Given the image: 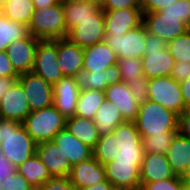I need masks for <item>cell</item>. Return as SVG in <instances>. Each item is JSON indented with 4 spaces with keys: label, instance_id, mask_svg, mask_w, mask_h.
<instances>
[{
    "label": "cell",
    "instance_id": "1",
    "mask_svg": "<svg viewBox=\"0 0 190 190\" xmlns=\"http://www.w3.org/2000/svg\"><path fill=\"white\" fill-rule=\"evenodd\" d=\"M92 153L102 165L115 160V163H134L141 169L145 151L134 121H125L113 133L100 135Z\"/></svg>",
    "mask_w": 190,
    "mask_h": 190
},
{
    "label": "cell",
    "instance_id": "2",
    "mask_svg": "<svg viewBox=\"0 0 190 190\" xmlns=\"http://www.w3.org/2000/svg\"><path fill=\"white\" fill-rule=\"evenodd\" d=\"M0 129L1 152L15 167L36 153L37 144L21 122L0 119Z\"/></svg>",
    "mask_w": 190,
    "mask_h": 190
},
{
    "label": "cell",
    "instance_id": "3",
    "mask_svg": "<svg viewBox=\"0 0 190 190\" xmlns=\"http://www.w3.org/2000/svg\"><path fill=\"white\" fill-rule=\"evenodd\" d=\"M134 123L141 138L178 133V115L149 99L139 104Z\"/></svg>",
    "mask_w": 190,
    "mask_h": 190
},
{
    "label": "cell",
    "instance_id": "4",
    "mask_svg": "<svg viewBox=\"0 0 190 190\" xmlns=\"http://www.w3.org/2000/svg\"><path fill=\"white\" fill-rule=\"evenodd\" d=\"M29 34L38 40H57L67 37L62 0L37 9L28 24Z\"/></svg>",
    "mask_w": 190,
    "mask_h": 190
},
{
    "label": "cell",
    "instance_id": "5",
    "mask_svg": "<svg viewBox=\"0 0 190 190\" xmlns=\"http://www.w3.org/2000/svg\"><path fill=\"white\" fill-rule=\"evenodd\" d=\"M66 118L53 106L31 111L22 125L36 144L51 141L65 128Z\"/></svg>",
    "mask_w": 190,
    "mask_h": 190
},
{
    "label": "cell",
    "instance_id": "6",
    "mask_svg": "<svg viewBox=\"0 0 190 190\" xmlns=\"http://www.w3.org/2000/svg\"><path fill=\"white\" fill-rule=\"evenodd\" d=\"M148 99L178 116L186 110L180 84L171 76L150 79Z\"/></svg>",
    "mask_w": 190,
    "mask_h": 190
},
{
    "label": "cell",
    "instance_id": "7",
    "mask_svg": "<svg viewBox=\"0 0 190 190\" xmlns=\"http://www.w3.org/2000/svg\"><path fill=\"white\" fill-rule=\"evenodd\" d=\"M104 41L116 53L117 58L141 59L145 50L146 28L142 23L126 34L115 35L105 32Z\"/></svg>",
    "mask_w": 190,
    "mask_h": 190
},
{
    "label": "cell",
    "instance_id": "8",
    "mask_svg": "<svg viewBox=\"0 0 190 190\" xmlns=\"http://www.w3.org/2000/svg\"><path fill=\"white\" fill-rule=\"evenodd\" d=\"M32 72L52 86L63 77L57 61V40L38 41Z\"/></svg>",
    "mask_w": 190,
    "mask_h": 190
},
{
    "label": "cell",
    "instance_id": "9",
    "mask_svg": "<svg viewBox=\"0 0 190 190\" xmlns=\"http://www.w3.org/2000/svg\"><path fill=\"white\" fill-rule=\"evenodd\" d=\"M67 38L81 48L104 41V10L100 8L94 15L84 18L67 34Z\"/></svg>",
    "mask_w": 190,
    "mask_h": 190
},
{
    "label": "cell",
    "instance_id": "10",
    "mask_svg": "<svg viewBox=\"0 0 190 190\" xmlns=\"http://www.w3.org/2000/svg\"><path fill=\"white\" fill-rule=\"evenodd\" d=\"M21 84L28 100L30 111L40 110L53 105V86L33 72L19 75Z\"/></svg>",
    "mask_w": 190,
    "mask_h": 190
},
{
    "label": "cell",
    "instance_id": "11",
    "mask_svg": "<svg viewBox=\"0 0 190 190\" xmlns=\"http://www.w3.org/2000/svg\"><path fill=\"white\" fill-rule=\"evenodd\" d=\"M142 23L149 34L167 42L174 40L190 29L177 16L164 15L160 11L143 13Z\"/></svg>",
    "mask_w": 190,
    "mask_h": 190
},
{
    "label": "cell",
    "instance_id": "12",
    "mask_svg": "<svg viewBox=\"0 0 190 190\" xmlns=\"http://www.w3.org/2000/svg\"><path fill=\"white\" fill-rule=\"evenodd\" d=\"M38 39L31 34L8 45L6 52L18 75L32 72Z\"/></svg>",
    "mask_w": 190,
    "mask_h": 190
},
{
    "label": "cell",
    "instance_id": "13",
    "mask_svg": "<svg viewBox=\"0 0 190 190\" xmlns=\"http://www.w3.org/2000/svg\"><path fill=\"white\" fill-rule=\"evenodd\" d=\"M106 180L114 189L140 190V169L134 163H115V160L104 165Z\"/></svg>",
    "mask_w": 190,
    "mask_h": 190
},
{
    "label": "cell",
    "instance_id": "14",
    "mask_svg": "<svg viewBox=\"0 0 190 190\" xmlns=\"http://www.w3.org/2000/svg\"><path fill=\"white\" fill-rule=\"evenodd\" d=\"M30 112L26 95L21 84L17 81L1 99L0 119L22 123Z\"/></svg>",
    "mask_w": 190,
    "mask_h": 190
},
{
    "label": "cell",
    "instance_id": "15",
    "mask_svg": "<svg viewBox=\"0 0 190 190\" xmlns=\"http://www.w3.org/2000/svg\"><path fill=\"white\" fill-rule=\"evenodd\" d=\"M53 106L66 119L75 115L80 89L74 77H62L53 85Z\"/></svg>",
    "mask_w": 190,
    "mask_h": 190
},
{
    "label": "cell",
    "instance_id": "16",
    "mask_svg": "<svg viewBox=\"0 0 190 190\" xmlns=\"http://www.w3.org/2000/svg\"><path fill=\"white\" fill-rule=\"evenodd\" d=\"M36 154L48 169L52 177H68L72 165L59 146L52 140L38 143Z\"/></svg>",
    "mask_w": 190,
    "mask_h": 190
},
{
    "label": "cell",
    "instance_id": "17",
    "mask_svg": "<svg viewBox=\"0 0 190 190\" xmlns=\"http://www.w3.org/2000/svg\"><path fill=\"white\" fill-rule=\"evenodd\" d=\"M143 22L141 8L117 9L104 11L105 32L115 35L126 34L129 30L136 28Z\"/></svg>",
    "mask_w": 190,
    "mask_h": 190
},
{
    "label": "cell",
    "instance_id": "18",
    "mask_svg": "<svg viewBox=\"0 0 190 190\" xmlns=\"http://www.w3.org/2000/svg\"><path fill=\"white\" fill-rule=\"evenodd\" d=\"M84 48L67 37L57 39V61L63 77H74L83 68Z\"/></svg>",
    "mask_w": 190,
    "mask_h": 190
},
{
    "label": "cell",
    "instance_id": "19",
    "mask_svg": "<svg viewBox=\"0 0 190 190\" xmlns=\"http://www.w3.org/2000/svg\"><path fill=\"white\" fill-rule=\"evenodd\" d=\"M105 98L117 106L125 121H134L138 115L139 103L124 82L111 84L105 89Z\"/></svg>",
    "mask_w": 190,
    "mask_h": 190
},
{
    "label": "cell",
    "instance_id": "20",
    "mask_svg": "<svg viewBox=\"0 0 190 190\" xmlns=\"http://www.w3.org/2000/svg\"><path fill=\"white\" fill-rule=\"evenodd\" d=\"M69 180L78 188L93 186L106 180L104 165L93 156L71 167Z\"/></svg>",
    "mask_w": 190,
    "mask_h": 190
},
{
    "label": "cell",
    "instance_id": "21",
    "mask_svg": "<svg viewBox=\"0 0 190 190\" xmlns=\"http://www.w3.org/2000/svg\"><path fill=\"white\" fill-rule=\"evenodd\" d=\"M74 78L80 90L95 89L105 91L107 86L122 82L117 64L99 72L81 70L76 73Z\"/></svg>",
    "mask_w": 190,
    "mask_h": 190
},
{
    "label": "cell",
    "instance_id": "22",
    "mask_svg": "<svg viewBox=\"0 0 190 190\" xmlns=\"http://www.w3.org/2000/svg\"><path fill=\"white\" fill-rule=\"evenodd\" d=\"M174 176L166 154L145 152L140 169L141 184L161 181Z\"/></svg>",
    "mask_w": 190,
    "mask_h": 190
},
{
    "label": "cell",
    "instance_id": "23",
    "mask_svg": "<svg viewBox=\"0 0 190 190\" xmlns=\"http://www.w3.org/2000/svg\"><path fill=\"white\" fill-rule=\"evenodd\" d=\"M116 53L105 41L84 48L83 68L86 72H99L106 70L109 66L117 64Z\"/></svg>",
    "mask_w": 190,
    "mask_h": 190
},
{
    "label": "cell",
    "instance_id": "24",
    "mask_svg": "<svg viewBox=\"0 0 190 190\" xmlns=\"http://www.w3.org/2000/svg\"><path fill=\"white\" fill-rule=\"evenodd\" d=\"M141 60L143 75L148 79L171 76L175 64L168 49L144 51Z\"/></svg>",
    "mask_w": 190,
    "mask_h": 190
},
{
    "label": "cell",
    "instance_id": "25",
    "mask_svg": "<svg viewBox=\"0 0 190 190\" xmlns=\"http://www.w3.org/2000/svg\"><path fill=\"white\" fill-rule=\"evenodd\" d=\"M60 147L64 155L74 165L87 160L93 156L92 149L73 136L65 128L61 130L52 140Z\"/></svg>",
    "mask_w": 190,
    "mask_h": 190
},
{
    "label": "cell",
    "instance_id": "26",
    "mask_svg": "<svg viewBox=\"0 0 190 190\" xmlns=\"http://www.w3.org/2000/svg\"><path fill=\"white\" fill-rule=\"evenodd\" d=\"M167 161L176 176H182L190 165V139L177 133L166 152Z\"/></svg>",
    "mask_w": 190,
    "mask_h": 190
},
{
    "label": "cell",
    "instance_id": "27",
    "mask_svg": "<svg viewBox=\"0 0 190 190\" xmlns=\"http://www.w3.org/2000/svg\"><path fill=\"white\" fill-rule=\"evenodd\" d=\"M65 129L92 150L100 139V133L93 119L76 115L67 118Z\"/></svg>",
    "mask_w": 190,
    "mask_h": 190
},
{
    "label": "cell",
    "instance_id": "28",
    "mask_svg": "<svg viewBox=\"0 0 190 190\" xmlns=\"http://www.w3.org/2000/svg\"><path fill=\"white\" fill-rule=\"evenodd\" d=\"M62 5L67 34L79 21L94 15L100 9L92 3L78 0H62Z\"/></svg>",
    "mask_w": 190,
    "mask_h": 190
},
{
    "label": "cell",
    "instance_id": "29",
    "mask_svg": "<svg viewBox=\"0 0 190 190\" xmlns=\"http://www.w3.org/2000/svg\"><path fill=\"white\" fill-rule=\"evenodd\" d=\"M93 120L100 135L113 133L119 124L125 122L117 106L107 100L101 104Z\"/></svg>",
    "mask_w": 190,
    "mask_h": 190
},
{
    "label": "cell",
    "instance_id": "30",
    "mask_svg": "<svg viewBox=\"0 0 190 190\" xmlns=\"http://www.w3.org/2000/svg\"><path fill=\"white\" fill-rule=\"evenodd\" d=\"M17 171L35 189L52 177L36 153L19 165Z\"/></svg>",
    "mask_w": 190,
    "mask_h": 190
},
{
    "label": "cell",
    "instance_id": "31",
    "mask_svg": "<svg viewBox=\"0 0 190 190\" xmlns=\"http://www.w3.org/2000/svg\"><path fill=\"white\" fill-rule=\"evenodd\" d=\"M105 100V91L80 90L75 115L81 118L94 119L97 110Z\"/></svg>",
    "mask_w": 190,
    "mask_h": 190
},
{
    "label": "cell",
    "instance_id": "32",
    "mask_svg": "<svg viewBox=\"0 0 190 190\" xmlns=\"http://www.w3.org/2000/svg\"><path fill=\"white\" fill-rule=\"evenodd\" d=\"M1 10L6 18L27 26L36 11L32 0H7Z\"/></svg>",
    "mask_w": 190,
    "mask_h": 190
},
{
    "label": "cell",
    "instance_id": "33",
    "mask_svg": "<svg viewBox=\"0 0 190 190\" xmlns=\"http://www.w3.org/2000/svg\"><path fill=\"white\" fill-rule=\"evenodd\" d=\"M29 35L28 26L11 21L0 15V51L6 50L9 44Z\"/></svg>",
    "mask_w": 190,
    "mask_h": 190
},
{
    "label": "cell",
    "instance_id": "34",
    "mask_svg": "<svg viewBox=\"0 0 190 190\" xmlns=\"http://www.w3.org/2000/svg\"><path fill=\"white\" fill-rule=\"evenodd\" d=\"M168 50L175 61H190V29L168 42Z\"/></svg>",
    "mask_w": 190,
    "mask_h": 190
},
{
    "label": "cell",
    "instance_id": "35",
    "mask_svg": "<svg viewBox=\"0 0 190 190\" xmlns=\"http://www.w3.org/2000/svg\"><path fill=\"white\" fill-rule=\"evenodd\" d=\"M117 65L122 82L126 84L143 75L142 60L139 58H118Z\"/></svg>",
    "mask_w": 190,
    "mask_h": 190
},
{
    "label": "cell",
    "instance_id": "36",
    "mask_svg": "<svg viewBox=\"0 0 190 190\" xmlns=\"http://www.w3.org/2000/svg\"><path fill=\"white\" fill-rule=\"evenodd\" d=\"M177 133H163L142 138V145L145 152L166 154L172 139Z\"/></svg>",
    "mask_w": 190,
    "mask_h": 190
},
{
    "label": "cell",
    "instance_id": "37",
    "mask_svg": "<svg viewBox=\"0 0 190 190\" xmlns=\"http://www.w3.org/2000/svg\"><path fill=\"white\" fill-rule=\"evenodd\" d=\"M164 15H173L180 18L190 28V0H177L169 7L160 10Z\"/></svg>",
    "mask_w": 190,
    "mask_h": 190
},
{
    "label": "cell",
    "instance_id": "38",
    "mask_svg": "<svg viewBox=\"0 0 190 190\" xmlns=\"http://www.w3.org/2000/svg\"><path fill=\"white\" fill-rule=\"evenodd\" d=\"M183 182L180 176H174L161 181L141 184L140 190H182Z\"/></svg>",
    "mask_w": 190,
    "mask_h": 190
},
{
    "label": "cell",
    "instance_id": "39",
    "mask_svg": "<svg viewBox=\"0 0 190 190\" xmlns=\"http://www.w3.org/2000/svg\"><path fill=\"white\" fill-rule=\"evenodd\" d=\"M149 81L150 79L142 75L137 77L135 81H129V83H127L134 98L137 100L139 104L148 100Z\"/></svg>",
    "mask_w": 190,
    "mask_h": 190
},
{
    "label": "cell",
    "instance_id": "40",
    "mask_svg": "<svg viewBox=\"0 0 190 190\" xmlns=\"http://www.w3.org/2000/svg\"><path fill=\"white\" fill-rule=\"evenodd\" d=\"M36 190H78L69 177L55 176L41 184Z\"/></svg>",
    "mask_w": 190,
    "mask_h": 190
},
{
    "label": "cell",
    "instance_id": "41",
    "mask_svg": "<svg viewBox=\"0 0 190 190\" xmlns=\"http://www.w3.org/2000/svg\"><path fill=\"white\" fill-rule=\"evenodd\" d=\"M2 190H36L18 171L1 182Z\"/></svg>",
    "mask_w": 190,
    "mask_h": 190
},
{
    "label": "cell",
    "instance_id": "42",
    "mask_svg": "<svg viewBox=\"0 0 190 190\" xmlns=\"http://www.w3.org/2000/svg\"><path fill=\"white\" fill-rule=\"evenodd\" d=\"M101 8L104 11L117 9L141 8L140 0H103Z\"/></svg>",
    "mask_w": 190,
    "mask_h": 190
},
{
    "label": "cell",
    "instance_id": "43",
    "mask_svg": "<svg viewBox=\"0 0 190 190\" xmlns=\"http://www.w3.org/2000/svg\"><path fill=\"white\" fill-rule=\"evenodd\" d=\"M177 0H140L141 10L143 13L160 11L165 7H169Z\"/></svg>",
    "mask_w": 190,
    "mask_h": 190
},
{
    "label": "cell",
    "instance_id": "44",
    "mask_svg": "<svg viewBox=\"0 0 190 190\" xmlns=\"http://www.w3.org/2000/svg\"><path fill=\"white\" fill-rule=\"evenodd\" d=\"M0 77L18 78L6 50L0 51Z\"/></svg>",
    "mask_w": 190,
    "mask_h": 190
},
{
    "label": "cell",
    "instance_id": "45",
    "mask_svg": "<svg viewBox=\"0 0 190 190\" xmlns=\"http://www.w3.org/2000/svg\"><path fill=\"white\" fill-rule=\"evenodd\" d=\"M171 77L177 82L188 79L190 77V61H185V63L175 61Z\"/></svg>",
    "mask_w": 190,
    "mask_h": 190
},
{
    "label": "cell",
    "instance_id": "46",
    "mask_svg": "<svg viewBox=\"0 0 190 190\" xmlns=\"http://www.w3.org/2000/svg\"><path fill=\"white\" fill-rule=\"evenodd\" d=\"M168 42L160 39L157 36L151 35L146 31V42L144 51L166 50Z\"/></svg>",
    "mask_w": 190,
    "mask_h": 190
},
{
    "label": "cell",
    "instance_id": "47",
    "mask_svg": "<svg viewBox=\"0 0 190 190\" xmlns=\"http://www.w3.org/2000/svg\"><path fill=\"white\" fill-rule=\"evenodd\" d=\"M178 133L190 139V108L178 116Z\"/></svg>",
    "mask_w": 190,
    "mask_h": 190
},
{
    "label": "cell",
    "instance_id": "48",
    "mask_svg": "<svg viewBox=\"0 0 190 190\" xmlns=\"http://www.w3.org/2000/svg\"><path fill=\"white\" fill-rule=\"evenodd\" d=\"M15 173H17V167L3 155L0 149V181L3 182L7 177Z\"/></svg>",
    "mask_w": 190,
    "mask_h": 190
},
{
    "label": "cell",
    "instance_id": "49",
    "mask_svg": "<svg viewBox=\"0 0 190 190\" xmlns=\"http://www.w3.org/2000/svg\"><path fill=\"white\" fill-rule=\"evenodd\" d=\"M186 109L190 108V77L179 82Z\"/></svg>",
    "mask_w": 190,
    "mask_h": 190
},
{
    "label": "cell",
    "instance_id": "50",
    "mask_svg": "<svg viewBox=\"0 0 190 190\" xmlns=\"http://www.w3.org/2000/svg\"><path fill=\"white\" fill-rule=\"evenodd\" d=\"M17 82V78L0 77V102L5 93Z\"/></svg>",
    "mask_w": 190,
    "mask_h": 190
},
{
    "label": "cell",
    "instance_id": "51",
    "mask_svg": "<svg viewBox=\"0 0 190 190\" xmlns=\"http://www.w3.org/2000/svg\"><path fill=\"white\" fill-rule=\"evenodd\" d=\"M113 189L114 188L112 184L108 180H105L103 182H99L96 185L80 188L78 190H113Z\"/></svg>",
    "mask_w": 190,
    "mask_h": 190
},
{
    "label": "cell",
    "instance_id": "52",
    "mask_svg": "<svg viewBox=\"0 0 190 190\" xmlns=\"http://www.w3.org/2000/svg\"><path fill=\"white\" fill-rule=\"evenodd\" d=\"M60 1L61 0H32L36 10L45 6L54 5L56 3H59Z\"/></svg>",
    "mask_w": 190,
    "mask_h": 190
},
{
    "label": "cell",
    "instance_id": "53",
    "mask_svg": "<svg viewBox=\"0 0 190 190\" xmlns=\"http://www.w3.org/2000/svg\"><path fill=\"white\" fill-rule=\"evenodd\" d=\"M181 180L183 183L190 184V165L187 167L186 171L182 174Z\"/></svg>",
    "mask_w": 190,
    "mask_h": 190
},
{
    "label": "cell",
    "instance_id": "54",
    "mask_svg": "<svg viewBox=\"0 0 190 190\" xmlns=\"http://www.w3.org/2000/svg\"><path fill=\"white\" fill-rule=\"evenodd\" d=\"M78 1H83V2H87V3H92L98 7L101 8L103 0H78Z\"/></svg>",
    "mask_w": 190,
    "mask_h": 190
},
{
    "label": "cell",
    "instance_id": "55",
    "mask_svg": "<svg viewBox=\"0 0 190 190\" xmlns=\"http://www.w3.org/2000/svg\"><path fill=\"white\" fill-rule=\"evenodd\" d=\"M182 190H190V184L183 183V189Z\"/></svg>",
    "mask_w": 190,
    "mask_h": 190
},
{
    "label": "cell",
    "instance_id": "56",
    "mask_svg": "<svg viewBox=\"0 0 190 190\" xmlns=\"http://www.w3.org/2000/svg\"><path fill=\"white\" fill-rule=\"evenodd\" d=\"M7 0H0V7H2L5 3H6Z\"/></svg>",
    "mask_w": 190,
    "mask_h": 190
},
{
    "label": "cell",
    "instance_id": "57",
    "mask_svg": "<svg viewBox=\"0 0 190 190\" xmlns=\"http://www.w3.org/2000/svg\"><path fill=\"white\" fill-rule=\"evenodd\" d=\"M1 143H2V142H1V129H0V147H1Z\"/></svg>",
    "mask_w": 190,
    "mask_h": 190
}]
</instances>
